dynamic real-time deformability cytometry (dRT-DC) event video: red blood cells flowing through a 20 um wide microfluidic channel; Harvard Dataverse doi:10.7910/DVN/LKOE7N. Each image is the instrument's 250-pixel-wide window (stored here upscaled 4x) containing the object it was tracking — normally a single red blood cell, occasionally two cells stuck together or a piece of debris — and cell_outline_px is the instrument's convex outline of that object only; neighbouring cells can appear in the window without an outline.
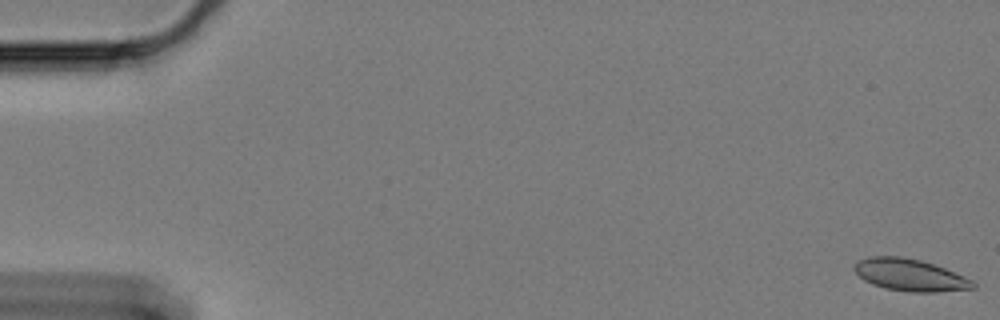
{"species": "Egyptian fruit bat (a non-hibernating species)", "species_latin": "Rousettus aegyptiacus", "temperature_condition": "cold", "stored_images_in_passage": 17, "camera_frame_rate_fps": 3000, "um_per_image_px": 0.085, "animal": {"sex": "female"}, "frame": {"image": 1, "passage_image": 1, "time_ms": 0.0, "image_size_px": [1000, 320], "cell_outline_px": [[976, 288], [936, 292], [908, 292], [884, 288], [872, 284], [864, 280], [852, 268], [856, 260], [868, 256], [900, 256], [920, 260], [944, 268], [972, 280], [976, 284]], "centroid_in_image_um": [77.3, 23.37], "position_along_channel_um": 7.7, "area_um2": 22.2}}
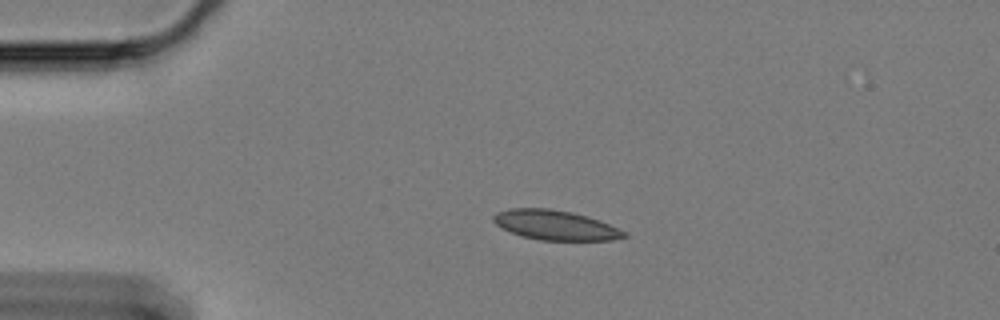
{"frame": {"image": 2, "passage_image": 14, "time_ms": 4.333, "image_size_px": [1000, 320], "cell_outline_px": [[628, 236], [612, 240], [540, 240], [524, 236], [500, 228], [492, 220], [492, 216], [496, 212], [508, 208], [552, 208], [572, 212], [588, 216], [600, 220], [628, 232]], "centroid_in_image_um": [47.21, 19.12], "position_along_channel_um": 37.8, "area_um2": 22.83}}